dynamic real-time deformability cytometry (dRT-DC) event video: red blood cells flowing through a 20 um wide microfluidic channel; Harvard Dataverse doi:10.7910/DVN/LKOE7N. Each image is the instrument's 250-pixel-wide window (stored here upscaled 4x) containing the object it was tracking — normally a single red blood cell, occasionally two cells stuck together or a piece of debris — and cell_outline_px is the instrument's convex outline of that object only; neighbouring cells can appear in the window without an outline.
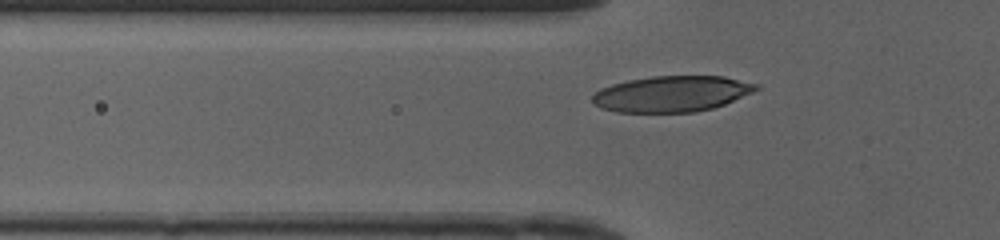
{"species": "human", "species_latin": "Homo sapiens", "temperature_condition": "cold", "stored_images_in_passage": 29, "camera_frame_rate_fps": 3000, "um_per_image_px": 0.085, "donor": {"sex": "female"}, "frame": {"image": 1, "passage_image": 4, "time_ms": 1.0, "image_size_px": [1000, 240], "cell_outline_px": [[760, 88], [752, 92], [724, 104], [712, 108], [696, 112], [616, 112], [600, 108], [592, 104], [592, 96], [600, 88], [612, 84], [628, 80], [652, 76], [724, 76], [760, 84]], "centroid_in_image_um": [57.08, 7.97], "position_along_channel_um": 68.7, "area_um2": 34.39}}
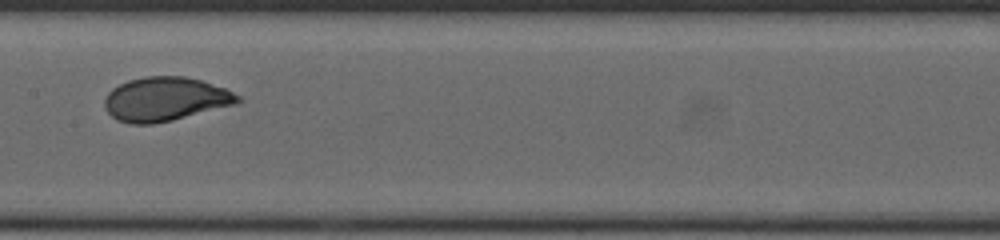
{"frame": {"image": 2, "passage_image": 13, "time_ms": 4.0, "image_size_px": [1000, 240], "cell_outline_px": [[244, 100], [236, 104], [172, 120], [152, 124], [132, 124], [116, 120], [108, 112], [104, 104], [104, 100], [108, 92], [112, 88], [128, 80], [144, 76], [184, 76], [200, 80], [224, 88], [240, 96]], "centroid_in_image_um": [14.04, 8.42], "position_along_channel_um": 193.4, "area_um2": 34.04}}
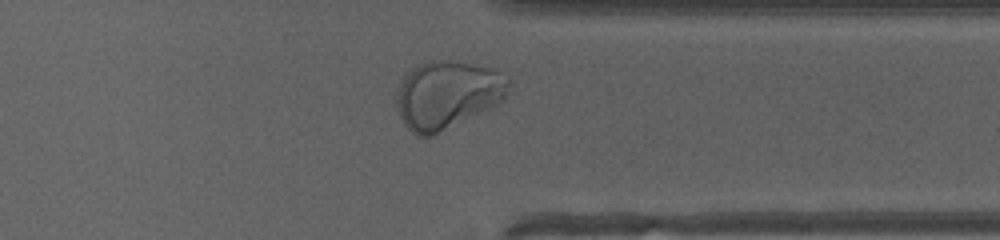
{"frame": {"image": 3, "passage_image": 26, "time_ms": 8.333, "image_size_px": [1000, 240], "cell_outline_px": [[512, 80], [504, 100], [432, 136], [416, 136], [404, 124], [396, 108], [396, 88], [404, 72], [428, 60], [452, 60], [492, 68], [500, 72]], "centroid_in_image_um": [37.98, 8.02], "position_along_channel_um": 373.4, "area_um2": 44.68}, "authors_computed_cell_mechanics": {"area_um2": 34.2176, "velocity_mm_per_s": 4.1728, "shape_relaxation_time_tau1_ms": 3.6775, "shape_relaxation_time_tau2_ms": null, "deformation_change_tau1": 0.1691, "deformation_change_tau2": null}}